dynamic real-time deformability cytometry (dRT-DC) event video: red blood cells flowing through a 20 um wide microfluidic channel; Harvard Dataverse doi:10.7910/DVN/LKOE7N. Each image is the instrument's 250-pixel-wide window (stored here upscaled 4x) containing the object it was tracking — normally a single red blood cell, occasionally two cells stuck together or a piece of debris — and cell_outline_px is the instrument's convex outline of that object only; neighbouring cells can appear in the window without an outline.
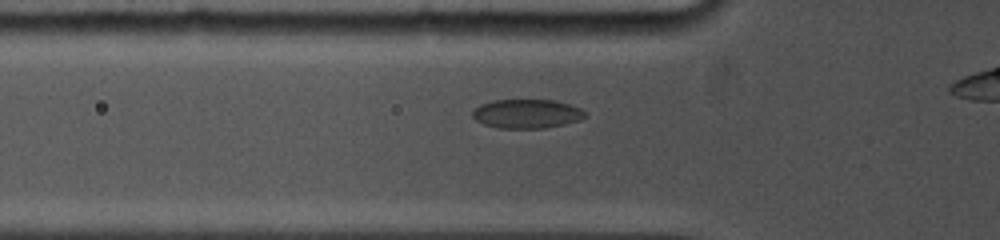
{"species": "common noctule bat (a hibernating species)", "species_latin": "Nyctalus noctula", "temperature_condition": "cold", "stored_images_in_passage": 6, "camera_frame_rate_fps": 5000, "um_per_image_px": 0.085, "animal": {"sex": "female", "body_mass_g": 19.0, "forearm_length_mm": 53.3}, "frame": {"image": 1, "passage_image": 4, "time_ms": 2.6, "image_size_px": [1000, 240], "cell_outline_px": [[588, 116], [580, 120], [564, 124], [544, 128], [500, 128], [484, 124], [476, 120], [472, 116], [472, 112], [480, 104], [492, 100], [552, 100], [568, 104], [580, 108], [588, 112]], "centroid_in_image_um": [44.81, 9.67], "position_along_channel_um": 81.0, "area_um2": 19.07}}
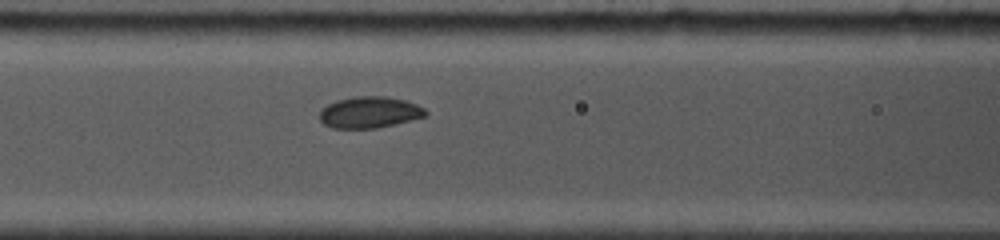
{"frame": {"image": 2, "passage_image": 6, "time_ms": 4.0, "image_size_px": [1000, 240], "cell_outline_px": [[428, 116], [376, 128], [332, 128], [324, 124], [320, 120], [320, 108], [336, 100], [356, 96], [384, 96], [404, 100], [416, 104], [424, 108], [428, 112]], "centroid_in_image_um": [31.4, 9.54], "position_along_channel_um": 135.2, "area_um2": 19.42}}